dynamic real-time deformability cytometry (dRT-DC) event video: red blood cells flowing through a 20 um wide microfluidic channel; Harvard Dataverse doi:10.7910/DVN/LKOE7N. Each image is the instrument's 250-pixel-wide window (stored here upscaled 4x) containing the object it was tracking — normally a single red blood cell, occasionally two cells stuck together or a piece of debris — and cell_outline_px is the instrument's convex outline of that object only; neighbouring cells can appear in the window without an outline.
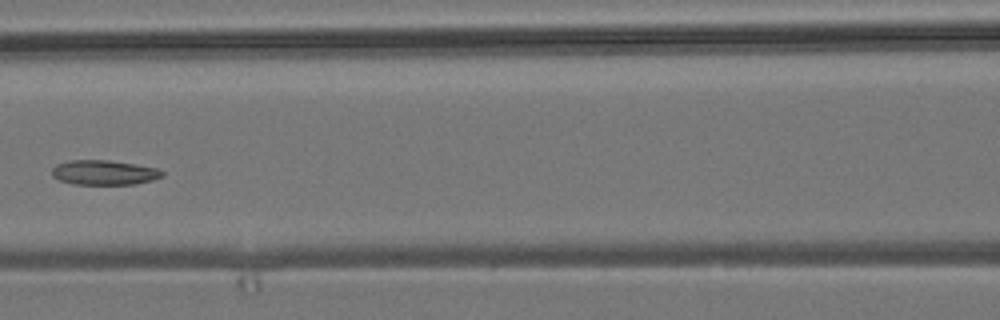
{"species": "common noctule bat (a hibernating species)", "species_latin": "Nyctalus noctula", "temperature_condition": "room temperature", "stored_images_in_passage": 5, "camera_frame_rate_fps": 3000, "um_per_image_px": 0.085, "animal": {"sex": "male", "body_mass_g": 19.2, "forearm_length_mm": 51.8}, "frame": {"image": 1, "passage_image": 5, "time_ms": 5.667, "image_size_px": [1000, 320], "cell_outline_px": [[164, 176], [152, 180], [136, 184], [72, 184], [60, 180], [52, 176], [52, 168], [56, 164], [68, 160], [108, 160], [156, 168], [164, 172]], "centroid_in_image_um": [8.82, 14.66], "position_along_channel_um": 157.8, "area_um2": 15.84}}